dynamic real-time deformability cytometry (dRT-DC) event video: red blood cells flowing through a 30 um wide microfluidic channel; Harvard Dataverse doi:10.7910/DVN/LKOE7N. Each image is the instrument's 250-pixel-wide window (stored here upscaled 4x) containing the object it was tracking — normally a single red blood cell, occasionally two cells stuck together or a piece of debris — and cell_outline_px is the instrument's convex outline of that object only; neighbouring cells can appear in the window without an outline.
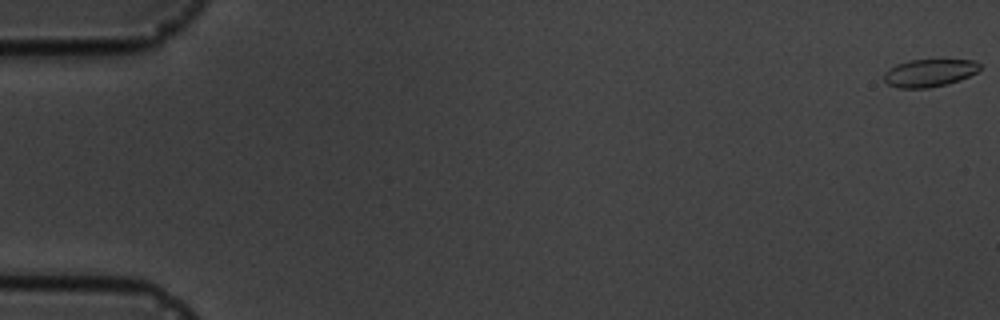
{"species": "common noctule bat (a hibernating species)", "species_latin": "Nyctalus noctula", "temperature_condition": "cold", "stored_images_in_passage": 5, "camera_frame_rate_fps": 3000, "um_per_image_px": 0.085, "animal": {"sex": "male", "body_mass_g": 19.5, "forearm_length_mm": 54.6}, "frame": {"image": 1, "passage_image": 1, "time_ms": 0.0, "image_size_px": [1000, 320], "cell_outline_px": [[980, 68], [976, 72], [960, 80], [948, 84], [928, 88], [896, 88], [888, 84], [884, 80], [884, 72], [888, 68], [896, 64], [908, 60], [972, 60], [980, 64]], "centroid_in_image_um": [78.95, 6.2], "position_along_channel_um": 6.0, "area_um2": 15.49}}
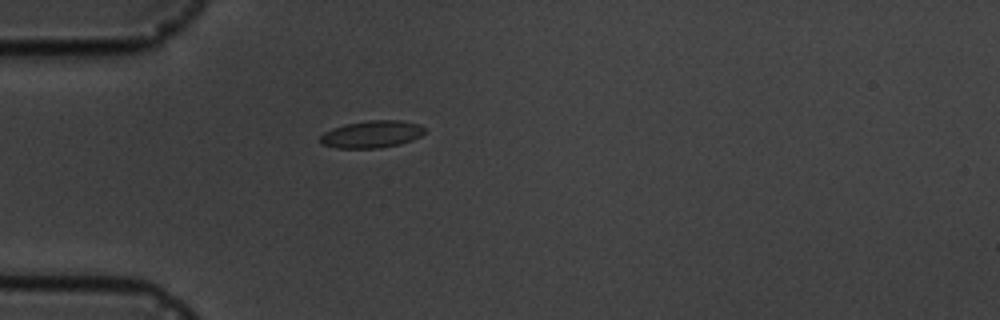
{"frame": {"image": 2, "passage_image": 5, "time_ms": 5.333, "image_size_px": [1000, 320], "cell_outline_px": [[424, 132], [420, 136], [412, 140], [400, 144], [376, 148], [336, 148], [320, 144], [320, 136], [324, 132], [332, 128], [344, 124], [368, 120], [400, 120], [420, 124], [424, 128]], "centroid_in_image_um": [31.57, 11.4], "position_along_channel_um": 53.4, "area_um2": 16.65}}